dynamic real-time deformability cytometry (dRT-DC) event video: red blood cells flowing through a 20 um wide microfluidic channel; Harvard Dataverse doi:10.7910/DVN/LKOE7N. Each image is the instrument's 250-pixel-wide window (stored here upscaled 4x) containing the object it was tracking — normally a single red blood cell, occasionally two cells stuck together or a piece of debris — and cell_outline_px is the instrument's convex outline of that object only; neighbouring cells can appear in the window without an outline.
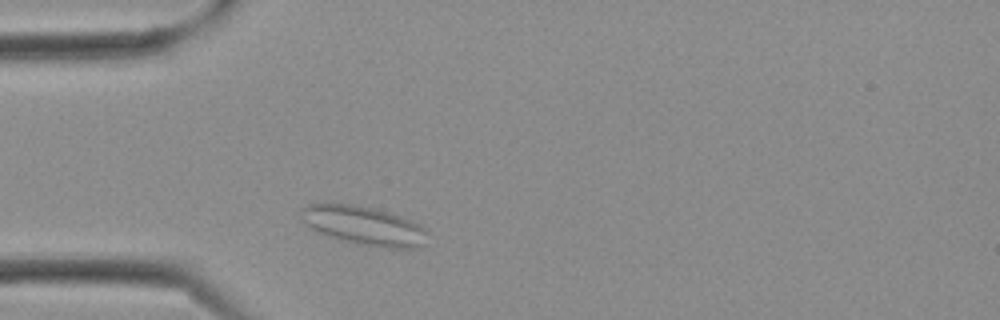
{"species": "Egyptian fruit bat (a non-hibernating species)", "species_latin": "Rousettus aegyptiacus", "temperature_condition": "cold", "stored_images_in_passage": 21, "camera_frame_rate_fps": 3000, "um_per_image_px": 0.085, "frame": {"image": 1, "passage_image": 3, "time_ms": 0.667, "image_size_px": [1000, 320], "cell_outline_px": [[424, 244], [416, 248], [388, 248], [360, 244], [328, 236], [308, 228], [304, 224], [300, 216], [300, 208], [308, 204], [348, 204], [376, 208], [412, 220], [420, 224], [424, 228]], "centroid_in_image_um": [30.87, 19.17], "position_along_channel_um": 54.1, "area_um2": 28.5}}
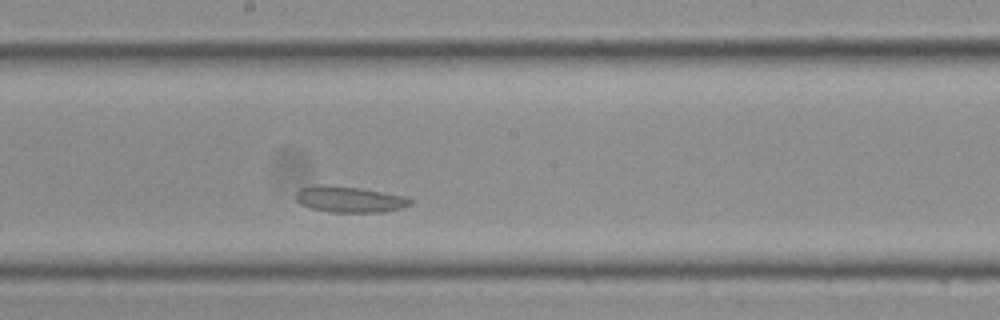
{"frame": {"image": 2, "passage_image": 11, "time_ms": 3.333, "image_size_px": [1000, 320], "cell_outline_px": [[412, 204], [400, 208], [384, 212], [328, 212], [312, 208], [300, 204], [296, 200], [296, 192], [300, 188], [360, 188], [408, 196], [412, 200]], "centroid_in_image_um": [29.82, 17.0], "position_along_channel_um": 218.4, "area_um2": 16.59}}
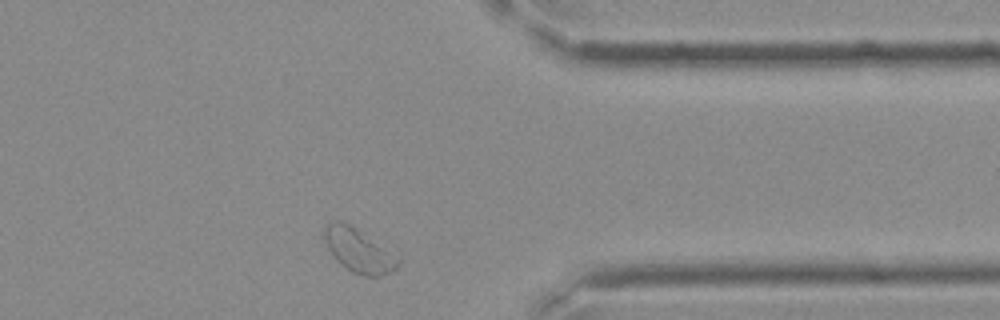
{"frame": {"image": 3, "passage_image": 19, "time_ms": 6.0, "image_size_px": [1000, 320], "cell_outline_px": [[400, 264], [396, 268], [380, 276], [364, 276], [352, 272], [340, 264], [332, 256], [320, 232], [324, 224], [332, 220], [340, 220], [356, 228], [400, 256]], "centroid_in_image_um": [30.44, 21.26], "position_along_channel_um": 381.0, "area_um2": 19.25}}